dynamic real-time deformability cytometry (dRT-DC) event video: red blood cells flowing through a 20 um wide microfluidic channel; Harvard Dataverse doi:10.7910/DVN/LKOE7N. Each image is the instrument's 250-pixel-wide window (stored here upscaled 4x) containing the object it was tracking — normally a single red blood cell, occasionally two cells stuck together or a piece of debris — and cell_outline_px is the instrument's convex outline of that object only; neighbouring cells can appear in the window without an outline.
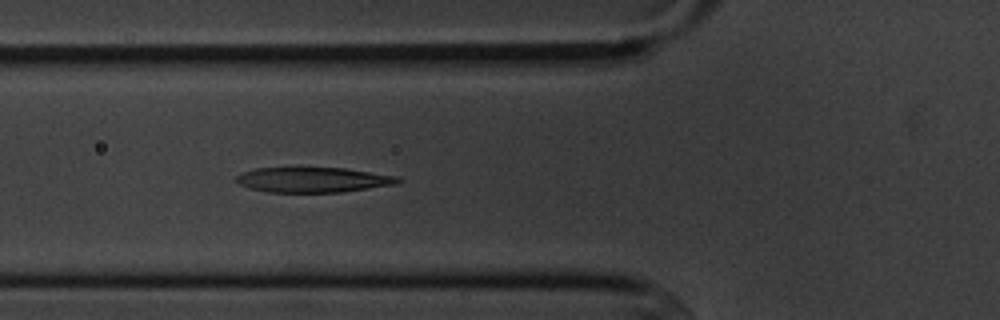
{"species": "common noctule bat (a hibernating species)", "species_latin": "Nyctalus noctula", "temperature_condition": "cold", "stored_images_in_passage": 5, "camera_frame_rate_fps": 3000, "um_per_image_px": 0.085, "animal": {"sex": "male", "body_mass_g": 20.1, "forearm_length_mm": 53.5}, "frame": {"image": 1, "passage_image": 5, "time_ms": 5.333, "image_size_px": [1000, 320], "cell_outline_px": [[404, 180], [400, 184], [340, 192], [268, 192], [252, 188], [240, 184], [236, 180], [236, 176], [240, 172], [256, 168], [344, 168], [400, 176]], "centroid_in_image_um": [26.69, 15.28], "position_along_channel_um": 99.1, "area_um2": 23.76}}